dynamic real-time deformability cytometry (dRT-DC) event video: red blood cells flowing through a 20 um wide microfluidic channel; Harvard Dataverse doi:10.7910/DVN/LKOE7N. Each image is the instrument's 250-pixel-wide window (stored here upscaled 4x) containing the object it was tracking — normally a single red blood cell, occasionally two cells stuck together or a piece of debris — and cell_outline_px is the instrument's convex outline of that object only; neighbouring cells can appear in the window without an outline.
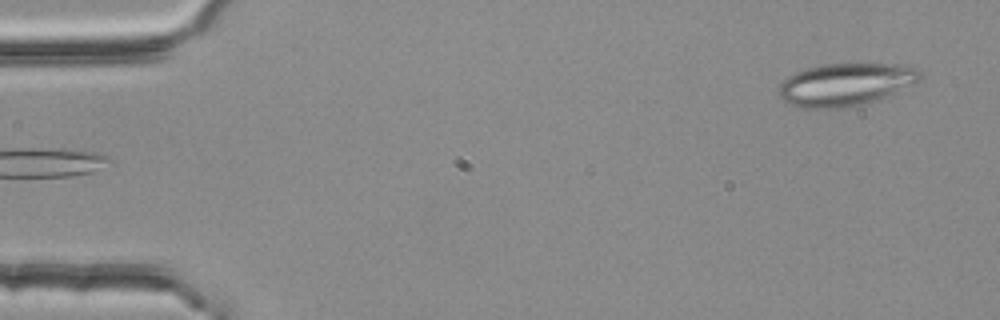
{"species": "common noctule bat (a hibernating species)", "species_latin": "Nyctalus noctula", "temperature_condition": "room temperature", "stored_images_in_passage": 52, "segment_of_instrument_passage": [1, 2], "camera_frame_rate_fps": 3000, "um_per_image_px": 0.085, "animal": {"sex": "female", "body_mass_g": 25.1}, "frame": {"image": 1, "passage_image": 1, "time_ms": 0.0, "image_size_px": [1000, 320], "cell_outline_px": [[924, 80], [916, 84], [884, 96], [860, 104], [836, 108], [800, 108], [784, 104], [780, 96], [780, 84], [788, 76], [796, 72], [820, 64], [900, 64], [916, 68], [924, 76]], "centroid_in_image_um": [71.88, 7.17], "position_along_channel_um": 13.1, "area_um2": 35.03}}